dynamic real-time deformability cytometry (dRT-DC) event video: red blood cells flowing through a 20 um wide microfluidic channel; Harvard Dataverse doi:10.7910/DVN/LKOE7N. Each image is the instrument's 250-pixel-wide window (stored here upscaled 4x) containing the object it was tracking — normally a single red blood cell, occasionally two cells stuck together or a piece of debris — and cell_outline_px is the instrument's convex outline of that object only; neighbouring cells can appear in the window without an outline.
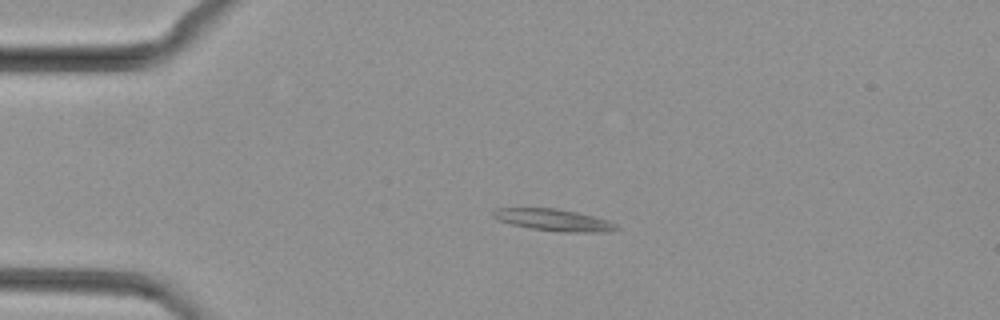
{"species": "common noctule bat (a hibernating species)", "species_latin": "Nyctalus noctula", "temperature_condition": "cold", "stored_images_in_passage": 49, "camera_frame_rate_fps": 3000, "um_per_image_px": 0.085, "animal": {"sex": "female", "body_mass_g": 29.2, "forearm_length_mm": 56.3}, "frame": {"image": 1, "passage_image": 11, "time_ms": 3.333, "image_size_px": [1000, 320], "cell_outline_px": [[620, 228], [612, 232], [564, 232], [532, 228], [512, 224], [496, 220], [492, 216], [492, 212], [496, 208], [556, 208], [576, 212], [608, 220], [616, 224]], "centroid_in_image_um": [47.07, 18.7], "position_along_channel_um": 37.9, "area_um2": 15.66}}
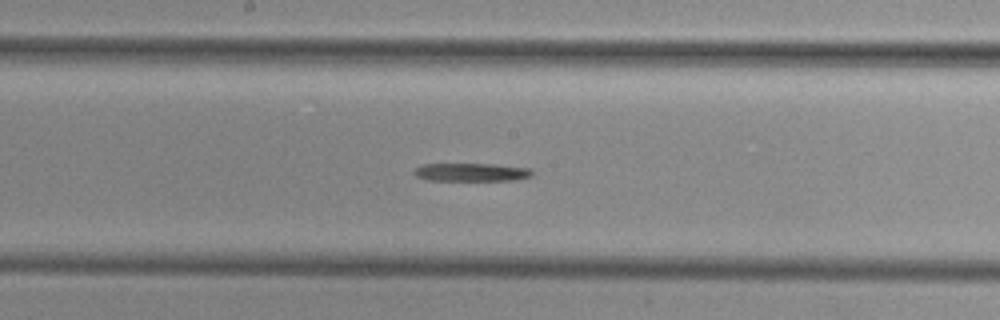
{"frame": {"image": 2, "passage_image": 26, "time_ms": 8.333, "image_size_px": [1000, 320], "cell_outline_px": [[532, 176], [516, 180], [428, 180], [416, 176], [412, 172], [420, 164], [492, 164], [528, 168], [532, 172]], "centroid_in_image_um": [40.03, 14.63], "position_along_channel_um": 208.2, "area_um2": 12.37}}
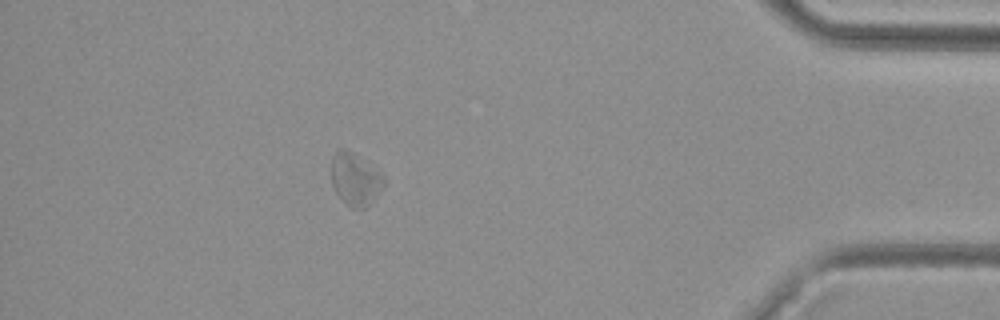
{"frame": {"image": 3, "passage_image": 44, "time_ms": 14.333, "image_size_px": [1000, 320], "cell_outline_px": [[384, 184], [376, 196], [364, 208], [352, 208], [336, 192], [332, 184], [332, 156], [340, 148], [344, 148], [352, 152], [384, 176]], "centroid_in_image_um": [30.17, 15.22], "position_along_channel_um": 405.0, "area_um2": 15.43}}